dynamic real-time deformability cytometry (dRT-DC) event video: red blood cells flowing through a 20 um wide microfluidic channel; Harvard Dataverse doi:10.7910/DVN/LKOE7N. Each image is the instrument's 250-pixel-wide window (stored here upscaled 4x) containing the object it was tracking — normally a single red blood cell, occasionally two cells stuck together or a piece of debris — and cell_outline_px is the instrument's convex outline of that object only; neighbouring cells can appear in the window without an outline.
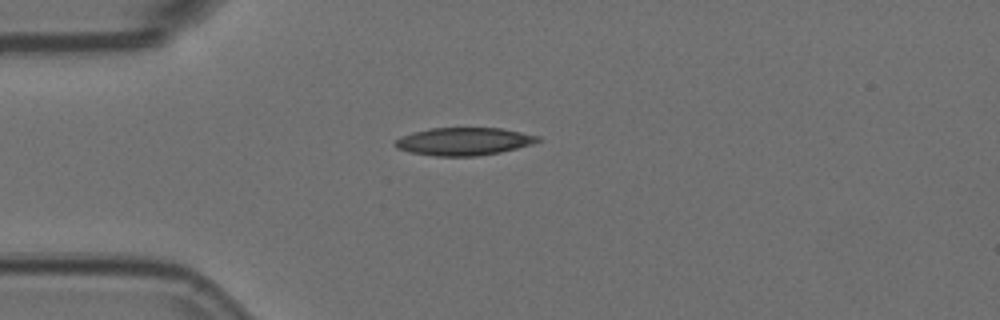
{"species": "Egyptian fruit bat (a non-hibernating species)", "species_latin": "Rousettus aegyptiacus", "temperature_condition": "room temperature", "stored_images_in_passage": 1, "camera_frame_rate_fps": 3000, "um_per_image_px": 0.085, "animal": {"sex": "female"}, "frame": {"image": 1, "passage_image": 1, "time_ms": 0.0, "image_size_px": [1000, 320], "cell_outline_px": [[540, 140], [532, 144], [500, 152], [476, 156], [436, 156], [412, 152], [396, 148], [392, 144], [400, 136], [412, 132], [432, 128], [500, 128], [540, 136]], "centroid_in_image_um": [39.39, 12.02], "position_along_channel_um": 45.6, "area_um2": 22.95}}